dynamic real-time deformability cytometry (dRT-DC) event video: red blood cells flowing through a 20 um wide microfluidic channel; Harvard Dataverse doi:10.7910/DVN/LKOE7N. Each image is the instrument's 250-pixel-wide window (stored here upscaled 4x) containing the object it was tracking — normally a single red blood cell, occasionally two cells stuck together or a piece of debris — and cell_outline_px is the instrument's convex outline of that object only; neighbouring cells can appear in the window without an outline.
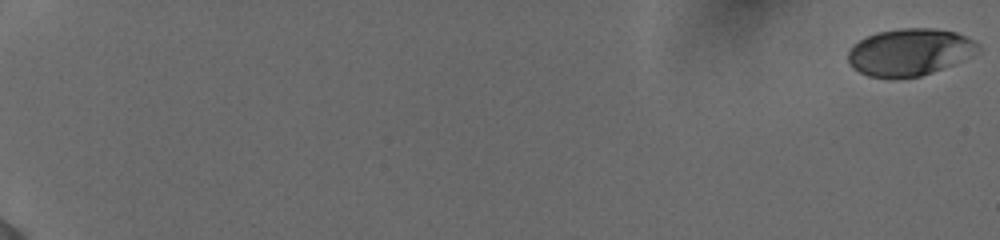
{"species": "human", "species_latin": "Homo sapiens", "temperature_condition": "cold", "stored_images_in_passage": 14, "camera_frame_rate_fps": 3000, "um_per_image_px": 0.085, "donor": {"sex": "female"}, "frame": {"image": 1, "passage_image": 1, "time_ms": 0.0, "image_size_px": [1000, 240], "cell_outline_px": [[980, 52], [972, 56], [932, 72], [920, 76], [868, 76], [852, 68], [848, 64], [848, 52], [852, 44], [876, 32], [900, 28], [932, 28], [956, 32], [980, 44]], "centroid_in_image_um": [77.32, 4.4], "position_along_channel_um": 7.7, "area_um2": 35.37}}
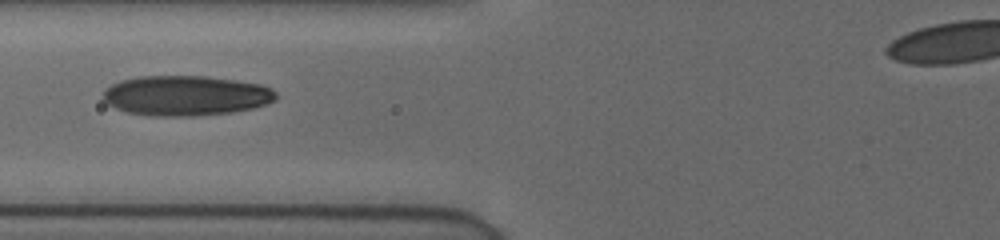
{"frame": {"image": 2, "passage_image": 12, "time_ms": 3.667, "image_size_px": [1000, 240], "cell_outline_px": [[276, 100], [252, 108], [232, 112], [196, 116], [152, 116], [124, 112], [108, 104], [104, 100], [104, 88], [120, 80], [140, 76], [204, 76], [236, 80], [260, 84], [272, 88], [276, 92]], "centroid_in_image_um": [15.78, 8.13], "position_along_channel_um": 110.0, "area_um2": 40.52}}
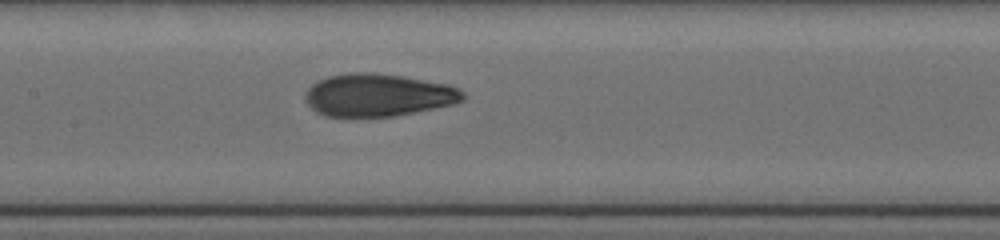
{"frame": {"image": 3, "passage_image": 14, "time_ms": 4.333, "image_size_px": [1000, 240], "cell_outline_px": [[464, 100], [452, 104], [396, 116], [324, 116], [316, 112], [308, 104], [304, 96], [308, 88], [312, 84], [328, 76], [348, 72], [372, 72], [404, 76], [448, 84], [460, 88], [464, 92]], "centroid_in_image_um": [32.14, 8.07], "position_along_channel_um": 175.3, "area_um2": 39.25}}